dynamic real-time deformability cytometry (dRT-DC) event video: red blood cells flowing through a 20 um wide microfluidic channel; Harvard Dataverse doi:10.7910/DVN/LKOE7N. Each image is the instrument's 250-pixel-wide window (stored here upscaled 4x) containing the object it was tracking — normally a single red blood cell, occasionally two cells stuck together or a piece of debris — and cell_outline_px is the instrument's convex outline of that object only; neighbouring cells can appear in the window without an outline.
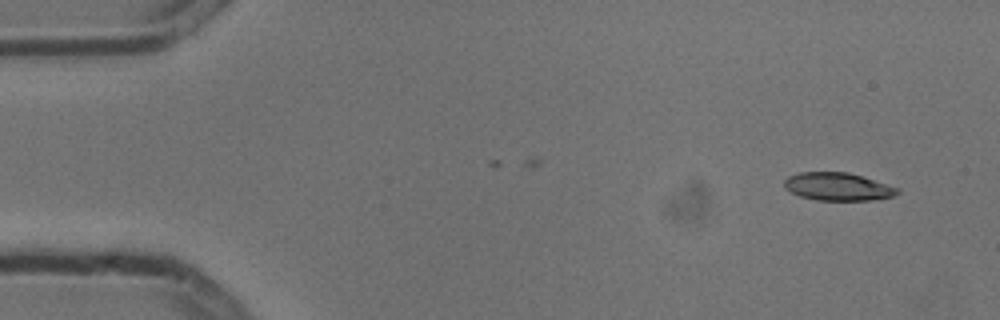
{"species": "common noctule bat (a hibernating species)", "species_latin": "Nyctalus noctula", "temperature_condition": "cold", "stored_images_in_passage": 5, "camera_frame_rate_fps": 3000, "um_per_image_px": 0.085, "animal": {"sex": "male", "body_mass_g": 13.3}, "frame": {"image": 1, "passage_image": 1, "time_ms": 0.0, "image_size_px": [1000, 320], "cell_outline_px": [[900, 192], [896, 196], [872, 200], [816, 200], [800, 196], [784, 188], [784, 180], [788, 176], [800, 172], [848, 172], [900, 188]], "centroid_in_image_um": [71.23, 15.87], "position_along_channel_um": 13.8, "area_um2": 18.44}}
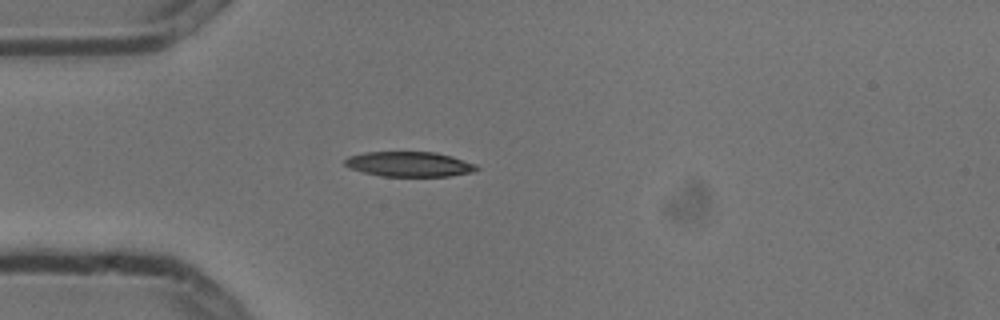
{"frame": {"image": 2, "passage_image": 4, "time_ms": 1.0, "image_size_px": [1000, 320], "cell_outline_px": [[480, 168], [472, 172], [448, 176], [380, 176], [348, 168], [344, 164], [344, 160], [348, 156], [364, 152], [436, 152], [452, 156], [476, 164]], "centroid_in_image_um": [34.77, 13.95], "position_along_channel_um": 50.2, "area_um2": 19.25}}